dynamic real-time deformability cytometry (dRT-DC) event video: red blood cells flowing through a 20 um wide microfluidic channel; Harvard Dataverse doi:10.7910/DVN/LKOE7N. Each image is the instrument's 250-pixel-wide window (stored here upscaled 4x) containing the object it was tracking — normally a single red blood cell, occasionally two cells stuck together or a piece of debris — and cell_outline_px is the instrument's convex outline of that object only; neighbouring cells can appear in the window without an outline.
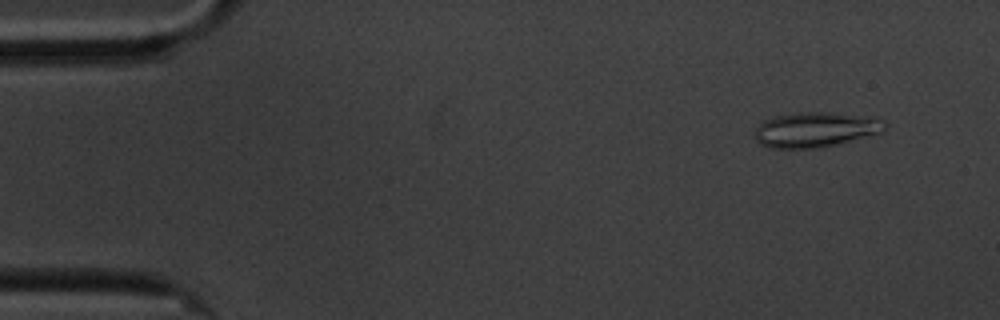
{"species": "common noctule bat (a hibernating species)", "species_latin": "Nyctalus noctula", "temperature_condition": "cold", "stored_images_in_passage": 59, "camera_frame_rate_fps": 3000, "um_per_image_px": 0.085, "animal": {"sex": "male", "body_mass_g": 20.1, "forearm_length_mm": 53.5}, "frame": {"image": 1, "passage_image": 5, "time_ms": 1.333, "image_size_px": [1000, 320], "cell_outline_px": [[888, 128], [884, 132], [820, 148], [772, 148], [760, 144], [756, 140], [756, 128], [764, 120], [776, 116], [796, 112], [824, 112], [884, 120], [888, 124]], "centroid_in_image_um": [69.31, 11.03], "position_along_channel_um": 15.7, "area_um2": 26.24}}
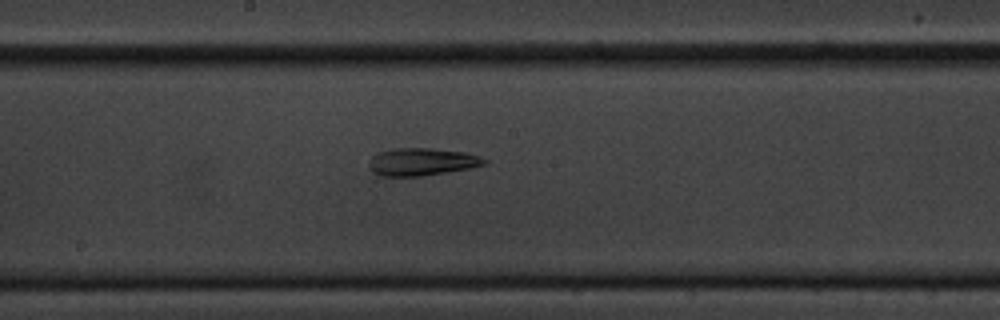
{"frame": {"image": 2, "passage_image": 31, "time_ms": 10.0, "image_size_px": [1000, 320], "cell_outline_px": [[488, 164], [472, 168], [420, 176], [380, 176], [372, 172], [368, 168], [368, 160], [376, 152], [392, 148], [432, 148], [464, 152], [480, 156], [488, 160]], "centroid_in_image_um": [35.83, 13.75], "position_along_channel_um": 212.4, "area_um2": 18.9}}
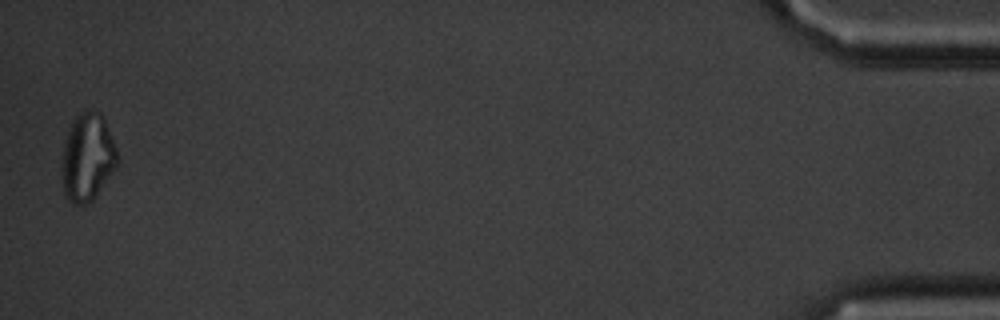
{"frame": {"image": 3, "passage_image": 58, "time_ms": 19.0, "image_size_px": [1000, 320], "cell_outline_px": [[120, 164], [96, 196], [92, 200], [84, 204], [72, 204], [68, 200], [64, 192], [60, 176], [60, 168], [64, 144], [72, 120], [84, 108], [100, 112], [104, 116], [116, 148], [120, 160]], "centroid_in_image_um": [7.44, 13.37], "position_along_channel_um": 427.8, "area_um2": 29.19}, "authors_computed_cell_mechanics": {"area_um2": 22.7732, "velocity_mm_per_s": 3.4026, "shape_relaxation_time_tau1_ms": null, "shape_relaxation_time_tau2_ms": 10.9807, "deformation_change_tau1": null, "deformation_change_tau2": 0.2339}}